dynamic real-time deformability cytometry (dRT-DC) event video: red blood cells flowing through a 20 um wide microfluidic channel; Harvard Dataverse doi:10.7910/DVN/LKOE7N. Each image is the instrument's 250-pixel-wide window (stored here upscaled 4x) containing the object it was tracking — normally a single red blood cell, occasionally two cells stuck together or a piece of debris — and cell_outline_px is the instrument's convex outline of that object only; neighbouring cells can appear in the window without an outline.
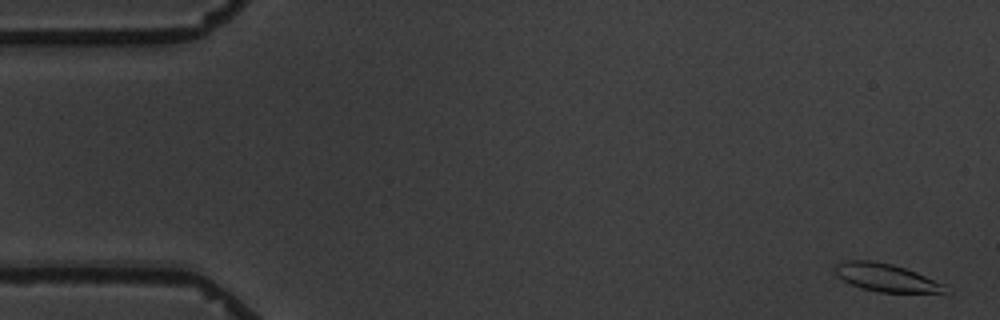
{"species": "common noctule bat (a hibernating species)", "species_latin": "Nyctalus noctula", "temperature_condition": "warm", "stored_images_in_passage": 6, "camera_frame_rate_fps": 3000, "um_per_image_px": 0.085, "animal": {"sex": "male", "body_mass_g": 19.5, "forearm_length_mm": 54.6}, "frame": {"image": 1, "passage_image": 1, "time_ms": 0.0, "image_size_px": [1000, 320], "cell_outline_px": [[944, 292], [880, 292], [864, 288], [852, 284], [844, 280], [836, 272], [836, 264], [844, 260], [872, 260], [892, 264], [916, 272], [944, 284]], "centroid_in_image_um": [75.29, 23.57], "position_along_channel_um": 9.7, "area_um2": 17.28}}